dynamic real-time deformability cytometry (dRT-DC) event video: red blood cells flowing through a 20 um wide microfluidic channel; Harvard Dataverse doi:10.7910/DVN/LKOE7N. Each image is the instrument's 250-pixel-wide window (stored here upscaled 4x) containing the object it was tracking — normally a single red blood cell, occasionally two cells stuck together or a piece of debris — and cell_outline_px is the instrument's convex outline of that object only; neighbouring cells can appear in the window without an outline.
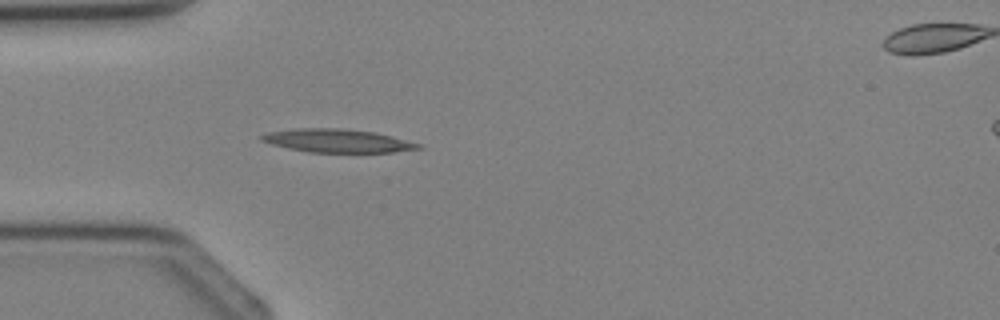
{"species": "Egyptian fruit bat (a non-hibernating species)", "species_latin": "Rousettus aegyptiacus", "temperature_condition": "cold", "stored_images_in_passage": 2, "segment_of_instrument_passage": [1, 2], "camera_frame_rate_fps": 3000, "um_per_image_px": 0.085, "animal": {"sex": "female"}, "frame": {"image": 1, "passage_image": 1, "time_ms": 0.0, "image_size_px": [1000, 320], "cell_outline_px": [[424, 148], [392, 152], [308, 152], [288, 148], [272, 144], [260, 140], [256, 136], [268, 132], [296, 128], [340, 128], [376, 132], [392, 136], [420, 144]], "centroid_in_image_um": [28.64, 11.96], "position_along_channel_um": 56.4, "area_um2": 21.33}}